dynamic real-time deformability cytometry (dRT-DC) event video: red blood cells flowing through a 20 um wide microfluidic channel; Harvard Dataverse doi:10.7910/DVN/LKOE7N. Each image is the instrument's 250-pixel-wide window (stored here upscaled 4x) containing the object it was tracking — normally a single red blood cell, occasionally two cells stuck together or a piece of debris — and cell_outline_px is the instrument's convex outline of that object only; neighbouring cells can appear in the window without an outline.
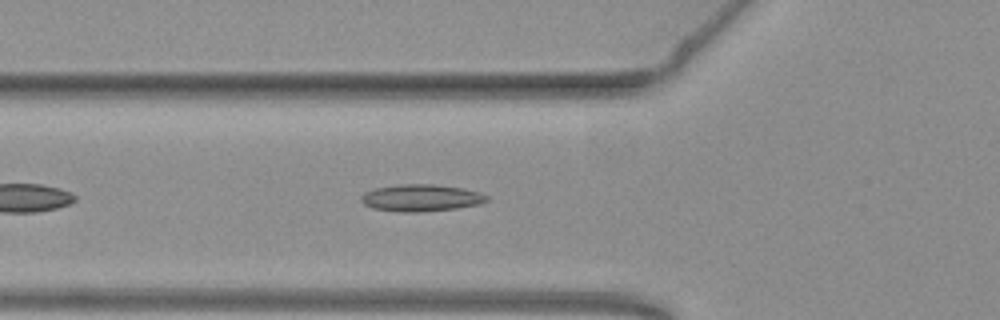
{"species": "common noctule bat (a hibernating species)", "species_latin": "Nyctalus noctula", "temperature_condition": "warm", "stored_images_in_passage": 36, "camera_frame_rate_fps": 3000, "um_per_image_px": 0.085, "animal": {"sex": "female", "body_mass_g": 19.3, "forearm_length_mm": 54.1}, "frame": {"image": 1, "passage_image": 5, "time_ms": 1.333, "image_size_px": [1000, 320], "cell_outline_px": [[488, 200], [480, 204], [456, 208], [420, 212], [400, 212], [372, 208], [364, 204], [360, 200], [360, 196], [364, 192], [376, 188], [400, 184], [432, 184], [464, 188], [480, 192], [488, 196]], "centroid_in_image_um": [35.78, 16.82], "position_along_channel_um": 90.0, "area_um2": 19.83}}
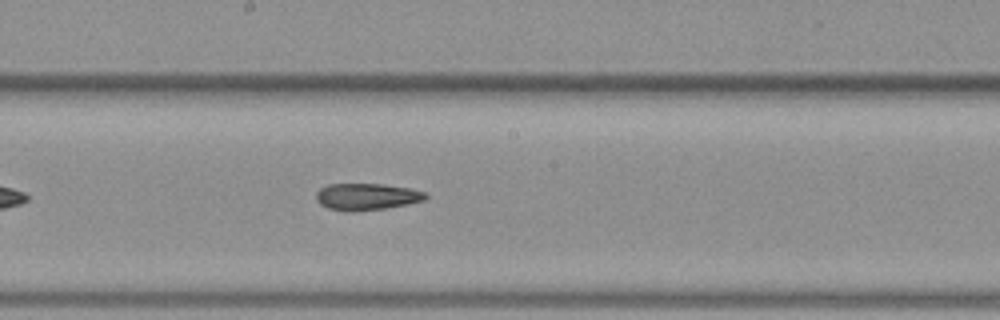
{"frame": {"image": 2, "passage_image": 15, "time_ms": 4.667, "image_size_px": [1000, 320], "cell_outline_px": [[428, 196], [424, 200], [408, 204], [388, 208], [352, 212], [344, 212], [328, 208], [320, 204], [316, 200], [316, 192], [320, 188], [328, 184], [384, 184], [412, 188], [428, 192]], "centroid_in_image_um": [31.19, 16.72], "position_along_channel_um": 217.0, "area_um2": 17.46}}
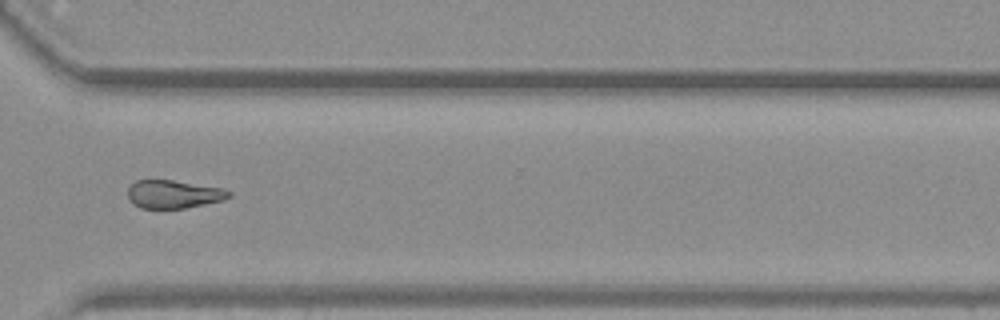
{"frame": {"image": 3, "passage_image": 26, "time_ms": 8.333, "image_size_px": [1000, 320], "cell_outline_px": [[232, 196], [224, 200], [184, 208], [140, 208], [128, 196], [128, 188], [136, 180], [172, 180], [220, 188], [232, 192]], "centroid_in_image_um": [14.78, 16.5], "position_along_channel_um": 355.8, "area_um2": 16.3}}